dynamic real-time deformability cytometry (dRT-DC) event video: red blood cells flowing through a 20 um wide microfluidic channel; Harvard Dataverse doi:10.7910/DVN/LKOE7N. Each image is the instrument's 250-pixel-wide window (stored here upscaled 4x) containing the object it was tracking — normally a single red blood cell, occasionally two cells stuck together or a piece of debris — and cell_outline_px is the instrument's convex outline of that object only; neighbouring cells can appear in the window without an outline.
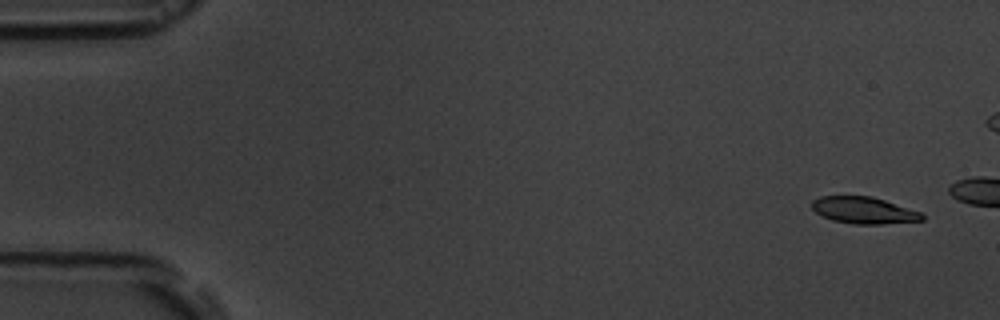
{"species": "common noctule bat (a hibernating species)", "species_latin": "Nyctalus noctula", "temperature_condition": "room temperature", "stored_images_in_passage": 5, "camera_frame_rate_fps": 3000, "um_per_image_px": 0.085, "animal": {"sex": "male", "body_mass_g": 19.5, "forearm_length_mm": 54.6}, "frame": {"image": 1, "passage_image": 1, "time_ms": 0.0, "image_size_px": [1000, 320], "cell_outline_px": [[924, 220], [880, 224], [852, 224], [832, 220], [816, 212], [812, 208], [812, 200], [820, 196], [872, 196], [920, 212], [924, 216]], "centroid_in_image_um": [73.4, 17.87], "position_along_channel_um": 11.6, "area_um2": 16.99}}